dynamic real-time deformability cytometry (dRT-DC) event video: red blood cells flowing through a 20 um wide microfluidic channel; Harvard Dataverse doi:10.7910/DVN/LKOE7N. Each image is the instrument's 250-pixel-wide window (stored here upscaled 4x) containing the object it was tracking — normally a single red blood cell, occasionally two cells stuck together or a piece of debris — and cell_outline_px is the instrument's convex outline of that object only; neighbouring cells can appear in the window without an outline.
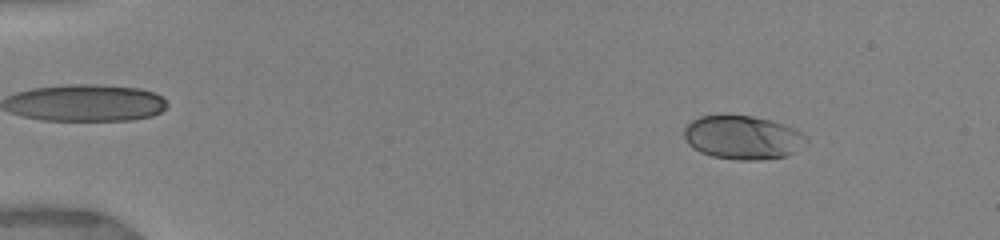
{"species": "human", "species_latin": "Homo sapiens", "temperature_condition": "warm", "stored_images_in_passage": 30, "camera_frame_rate_fps": 3000, "um_per_image_px": 0.085, "donor": {"sex": "female"}, "frame": {"image": 1, "passage_image": 5, "time_ms": 1.667, "image_size_px": [1000, 240], "cell_outline_px": [[808, 144], [788, 156], [756, 160], [736, 160], [712, 156], [700, 152], [692, 148], [688, 144], [684, 136], [684, 128], [692, 120], [700, 116], [724, 112], [752, 116], [772, 120], [796, 128], [808, 140]], "centroid_in_image_um": [63.12, 11.65], "position_along_channel_um": 21.9, "area_um2": 32.02}}
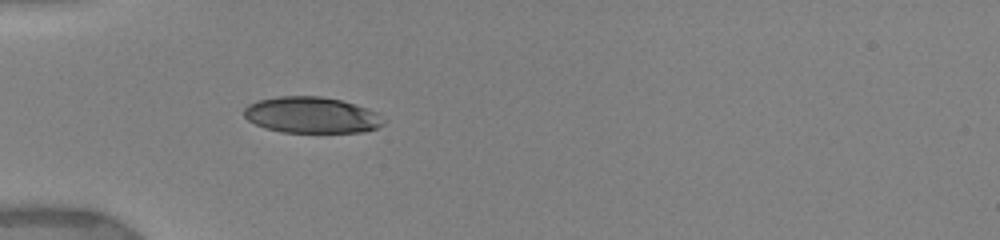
{"frame": {"image": 2, "passage_image": 14, "time_ms": 5.0, "image_size_px": [1000, 240], "cell_outline_px": [[384, 124], [376, 128], [364, 132], [280, 132], [264, 128], [248, 120], [244, 116], [244, 108], [248, 104], [260, 100], [280, 96], [320, 96], [340, 100], [368, 108], [376, 112]], "centroid_in_image_um": [26.45, 9.78], "position_along_channel_um": 58.5, "area_um2": 29.25}}
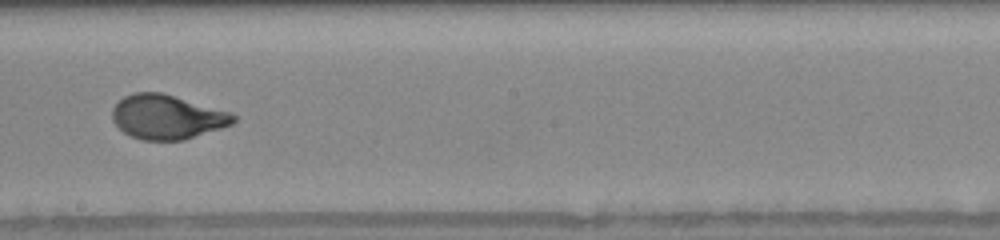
{"frame": {"image": 3, "passage_image": 23, "time_ms": 9.667, "image_size_px": [1000, 240], "cell_outline_px": [[236, 120], [232, 124], [184, 140], [140, 140], [124, 132], [112, 120], [112, 108], [124, 96], [136, 92], [160, 92], [232, 112], [236, 116]], "centroid_in_image_um": [14.2, 9.94], "position_along_channel_um": 234.0, "area_um2": 31.15}}